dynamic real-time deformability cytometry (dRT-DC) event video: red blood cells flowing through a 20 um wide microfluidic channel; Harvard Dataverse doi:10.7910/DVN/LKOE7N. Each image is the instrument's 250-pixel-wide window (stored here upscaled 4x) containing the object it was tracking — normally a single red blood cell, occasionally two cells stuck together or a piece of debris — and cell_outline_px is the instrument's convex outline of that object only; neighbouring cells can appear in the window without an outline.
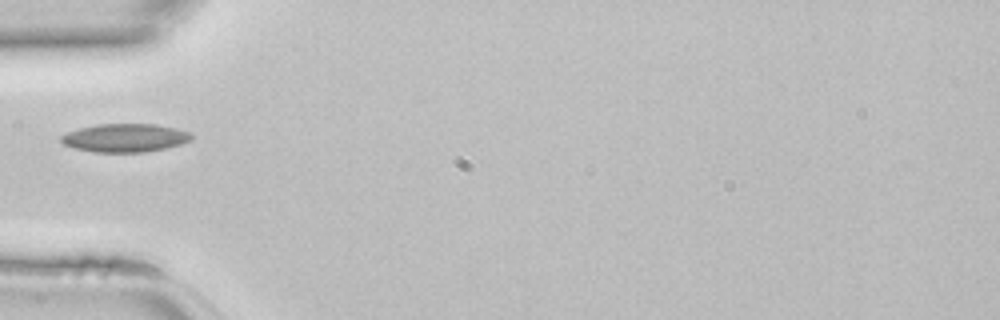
{"species": "common noctule bat (a hibernating species)", "species_latin": "Nyctalus noctula", "temperature_condition": "room temperature", "stored_images_in_passage": 17, "camera_frame_rate_fps": 3000, "um_per_image_px": 0.085, "animal": {"sex": "female", "body_mass_g": 22.7, "forearm_length_mm": 54.2}, "frame": {"image": 1, "passage_image": 1, "time_ms": 0.0, "image_size_px": [1000, 320], "cell_outline_px": [[192, 140], [180, 144], [164, 148], [144, 152], [96, 152], [72, 148], [64, 144], [60, 140], [60, 136], [68, 132], [80, 128], [96, 124], [156, 124], [176, 128], [192, 132]], "centroid_in_image_um": [10.63, 11.71], "position_along_channel_um": 74.4, "area_um2": 21.56}}
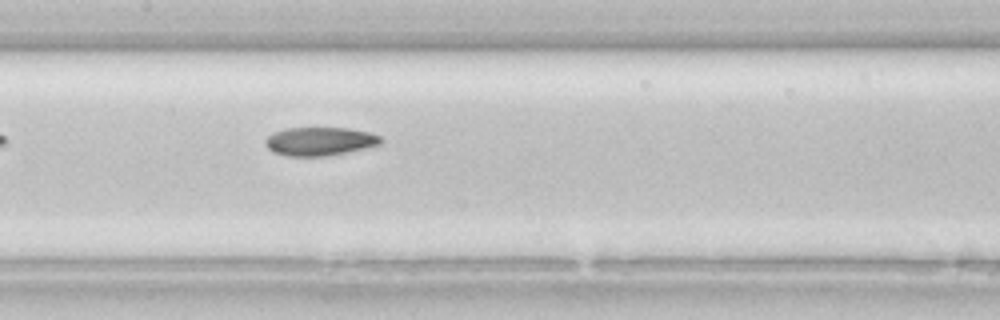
{"frame": {"image": 2, "passage_image": 8, "time_ms": 2.333, "image_size_px": [1000, 320], "cell_outline_px": [[384, 140], [380, 144], [364, 148], [324, 156], [288, 156], [272, 152], [264, 144], [264, 140], [272, 132], [284, 128], [348, 128], [368, 132], [380, 136]], "centroid_in_image_um": [27.13, 12.0], "position_along_channel_um": 180.3, "area_um2": 19.13}}